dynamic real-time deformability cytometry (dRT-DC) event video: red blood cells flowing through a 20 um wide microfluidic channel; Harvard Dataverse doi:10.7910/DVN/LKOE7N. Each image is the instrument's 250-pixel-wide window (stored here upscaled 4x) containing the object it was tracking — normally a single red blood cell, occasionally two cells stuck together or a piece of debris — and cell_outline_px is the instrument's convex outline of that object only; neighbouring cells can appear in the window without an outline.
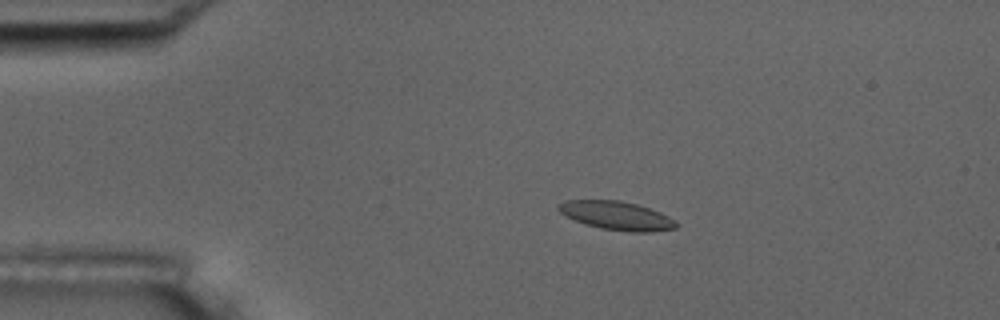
{"species": "common noctule bat (a hibernating species)", "species_latin": "Nyctalus noctula", "temperature_condition": "room temperature", "stored_images_in_passage": 9, "camera_frame_rate_fps": 3000, "um_per_image_px": 0.085, "animal": {"sex": "male", "body_mass_g": 17.5, "forearm_length_mm": 52.3}, "frame": {"image": 1, "passage_image": 3, "time_ms": 2.333, "image_size_px": [1000, 320], "cell_outline_px": [[676, 228], [652, 232], [628, 232], [600, 228], [584, 224], [564, 216], [556, 208], [564, 200], [620, 200], [636, 204], [660, 212], [668, 216], [676, 224]], "centroid_in_image_um": [52.36, 18.33], "position_along_channel_um": 32.6, "area_um2": 19.59}}
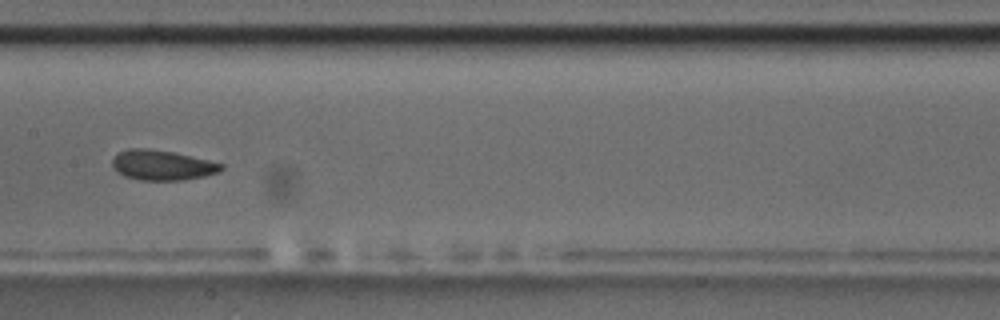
{"frame": {"image": 2, "passage_image": 8, "time_ms": 8.0, "image_size_px": [1000, 320], "cell_outline_px": [[224, 168], [220, 172], [204, 176], [184, 180], [140, 180], [124, 176], [112, 168], [112, 160], [120, 152], [128, 148], [148, 148], [172, 152], [208, 160], [224, 164]], "centroid_in_image_um": [13.79, 14.04], "position_along_channel_um": 193.6, "area_um2": 19.07}}
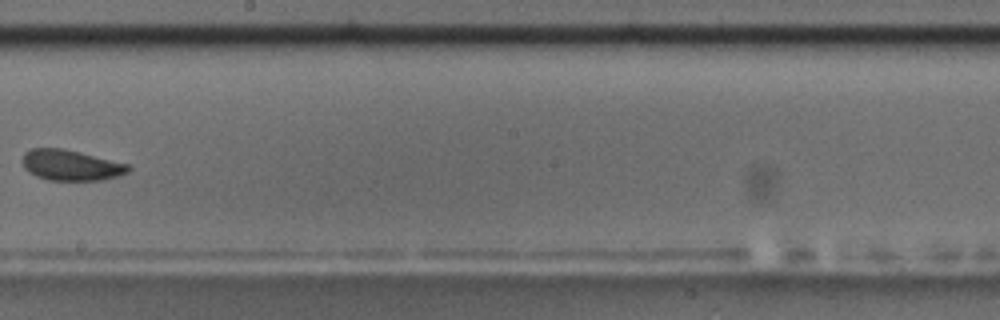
{"frame": {"image": 3, "passage_image": 9, "time_ms": 9.333, "image_size_px": [1000, 320], "cell_outline_px": [[132, 168], [128, 172], [120, 176], [100, 180], [48, 180], [36, 176], [28, 172], [24, 168], [20, 160], [24, 152], [32, 148], [60, 148], [80, 152], [128, 164]], "centroid_in_image_um": [5.99, 14.04], "position_along_channel_um": 242.2, "area_um2": 19.07}}